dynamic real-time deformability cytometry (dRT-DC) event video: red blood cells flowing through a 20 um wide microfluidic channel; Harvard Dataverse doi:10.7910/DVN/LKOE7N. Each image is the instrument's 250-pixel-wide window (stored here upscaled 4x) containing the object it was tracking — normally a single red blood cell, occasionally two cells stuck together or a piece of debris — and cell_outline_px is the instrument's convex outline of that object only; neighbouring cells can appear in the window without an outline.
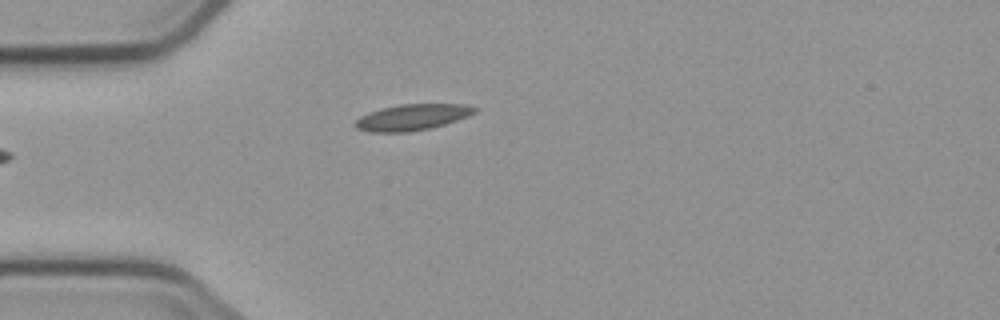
{"species": "common noctule bat (a hibernating species)", "species_latin": "Nyctalus noctula", "temperature_condition": "cold", "stored_images_in_passage": 2, "camera_frame_rate_fps": 3000, "um_per_image_px": 0.085, "animal": {"sex": "male", "body_mass_g": 23.1, "forearm_length_mm": 52.7}, "frame": {"image": 1, "passage_image": 2, "time_ms": 1.333, "image_size_px": [1000, 320], "cell_outline_px": [[480, 108], [476, 112], [468, 116], [444, 124], [428, 128], [408, 132], [368, 132], [356, 128], [352, 124], [360, 116], [368, 112], [380, 108], [400, 104], [464, 104]], "centroid_in_image_um": [35.0, 9.96], "position_along_channel_um": 50.0, "area_um2": 18.26}}